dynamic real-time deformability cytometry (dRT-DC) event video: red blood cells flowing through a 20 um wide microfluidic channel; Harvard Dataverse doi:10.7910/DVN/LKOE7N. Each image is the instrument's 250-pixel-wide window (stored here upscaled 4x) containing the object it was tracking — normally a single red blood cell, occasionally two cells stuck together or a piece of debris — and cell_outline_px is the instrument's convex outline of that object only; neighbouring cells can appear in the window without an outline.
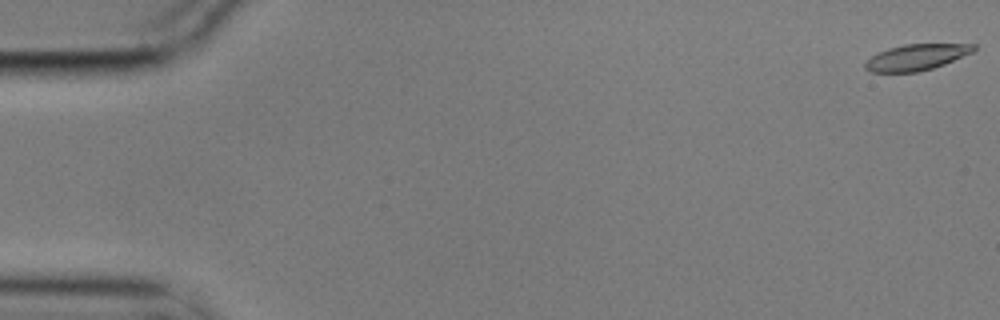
{"species": "common noctule bat (a hibernating species)", "species_latin": "Nyctalus noctula", "temperature_condition": "cold", "stored_images_in_passage": 6, "camera_frame_rate_fps": 3000, "um_per_image_px": 0.085, "animal": {"sex": "male", "body_mass_g": 17.9}, "frame": {"image": 1, "passage_image": 1, "time_ms": 0.0, "image_size_px": [1000, 320], "cell_outline_px": [[976, 48], [972, 52], [944, 64], [932, 68], [916, 72], [872, 72], [864, 68], [864, 64], [872, 56], [888, 48], [904, 44], [976, 44]], "centroid_in_image_um": [77.89, 4.86], "position_along_channel_um": 7.1, "area_um2": 16.24}}
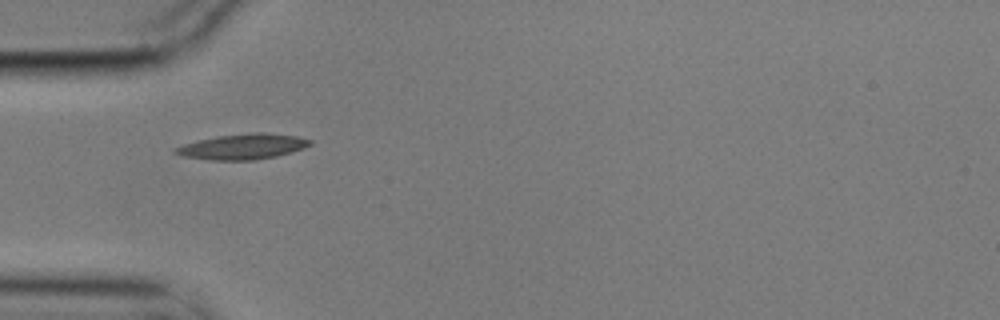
{"frame": {"image": 2, "passage_image": 5, "time_ms": 1.333, "image_size_px": [1000, 320], "cell_outline_px": [[312, 144], [276, 156], [256, 160], [212, 160], [184, 156], [172, 152], [172, 148], [184, 144], [216, 136], [256, 132], [260, 132], [296, 136], [312, 140]], "centroid_in_image_um": [20.58, 12.46], "position_along_channel_um": 64.4, "area_um2": 19.65}}
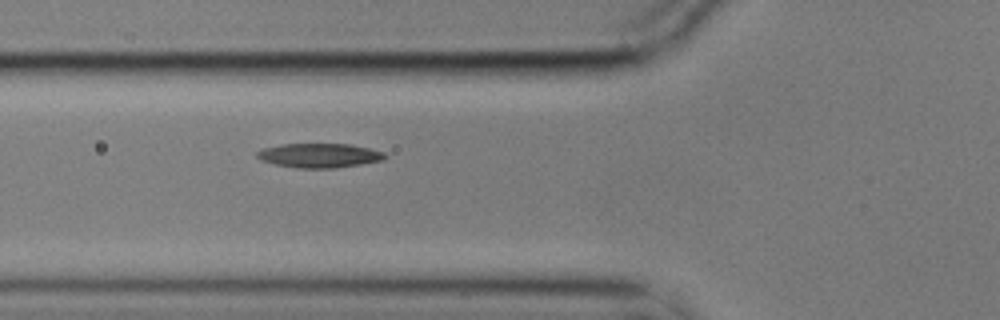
{"frame": {"image": 3, "passage_image": 6, "time_ms": 1.667, "image_size_px": [1000, 320], "cell_outline_px": [[388, 156], [384, 160], [336, 168], [296, 168], [276, 164], [260, 160], [256, 156], [256, 152], [264, 148], [280, 144], [348, 144], [368, 148], [384, 152]], "centroid_in_image_um": [27.14, 13.22], "position_along_channel_um": 98.7, "area_um2": 18.09}}